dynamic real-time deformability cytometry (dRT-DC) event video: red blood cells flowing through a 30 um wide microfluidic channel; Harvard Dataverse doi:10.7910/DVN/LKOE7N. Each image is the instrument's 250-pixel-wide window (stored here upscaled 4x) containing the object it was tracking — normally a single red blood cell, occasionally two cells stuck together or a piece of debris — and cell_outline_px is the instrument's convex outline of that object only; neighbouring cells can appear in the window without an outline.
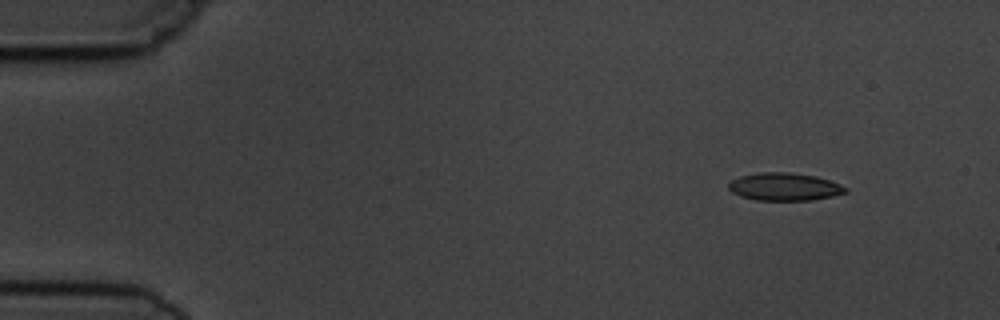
{"species": "common noctule bat (a hibernating species)", "species_latin": "Nyctalus noctula", "temperature_condition": "cold", "stored_images_in_passage": 4, "camera_frame_rate_fps": 3000, "um_per_image_px": 0.085, "animal": {"sex": "male", "body_mass_g": 19.5, "forearm_length_mm": 54.6}, "frame": {"image": 1, "passage_image": 1, "time_ms": 0.0, "image_size_px": [1000, 320], "cell_outline_px": [[848, 192], [832, 196], [812, 200], [756, 200], [740, 196], [732, 192], [728, 188], [728, 184], [732, 180], [740, 176], [760, 172], [788, 172], [816, 176], [840, 184], [848, 188]], "centroid_in_image_um": [66.68, 15.87], "position_along_channel_um": 18.3, "area_um2": 18.9}}
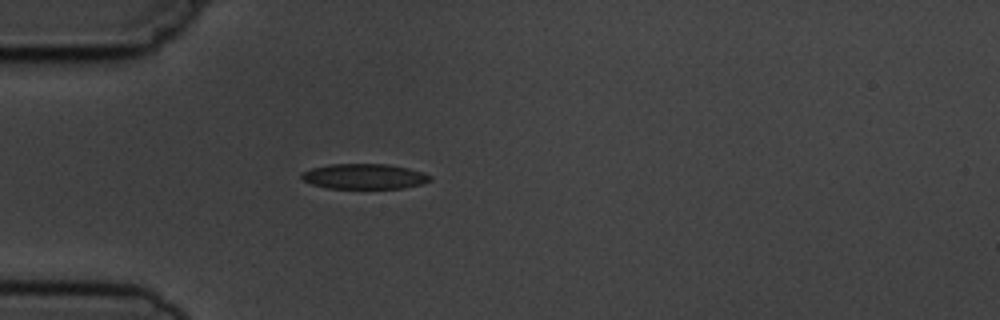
{"frame": {"image": 2, "passage_image": 4, "time_ms": 3.333, "image_size_px": [1000, 320], "cell_outline_px": [[432, 180], [420, 184], [404, 188], [328, 188], [312, 184], [304, 180], [300, 176], [304, 172], [312, 168], [328, 164], [388, 164], [408, 168], [424, 172], [432, 176]], "centroid_in_image_um": [31.0, 14.99], "position_along_channel_um": 54.0, "area_um2": 18.84}}